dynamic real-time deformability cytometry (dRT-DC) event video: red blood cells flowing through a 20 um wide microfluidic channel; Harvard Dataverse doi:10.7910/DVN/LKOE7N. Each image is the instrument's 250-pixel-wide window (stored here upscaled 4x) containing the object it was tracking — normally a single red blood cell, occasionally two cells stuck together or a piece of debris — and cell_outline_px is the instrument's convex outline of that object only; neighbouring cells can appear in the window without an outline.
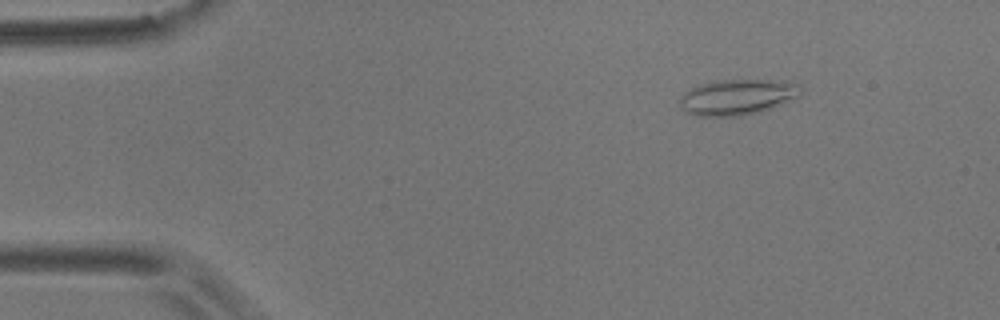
{"species": "common noctule bat (a hibernating species)", "species_latin": "Nyctalus noctula", "temperature_condition": "room temperature", "stored_images_in_passage": 6, "camera_frame_rate_fps": 3000, "um_per_image_px": 0.085, "animal": {"sex": "male", "body_mass_g": 17.9}, "frame": {"image": 1, "passage_image": 2, "time_ms": 0.333, "image_size_px": [1000, 320], "cell_outline_px": [[804, 88], [800, 96], [780, 104], [768, 108], [740, 116], [696, 116], [684, 112], [680, 108], [680, 100], [692, 88], [700, 84], [716, 80], [768, 80], [792, 84]], "centroid_in_image_um": [62.63, 8.26], "position_along_channel_um": 22.4, "area_um2": 24.57}}